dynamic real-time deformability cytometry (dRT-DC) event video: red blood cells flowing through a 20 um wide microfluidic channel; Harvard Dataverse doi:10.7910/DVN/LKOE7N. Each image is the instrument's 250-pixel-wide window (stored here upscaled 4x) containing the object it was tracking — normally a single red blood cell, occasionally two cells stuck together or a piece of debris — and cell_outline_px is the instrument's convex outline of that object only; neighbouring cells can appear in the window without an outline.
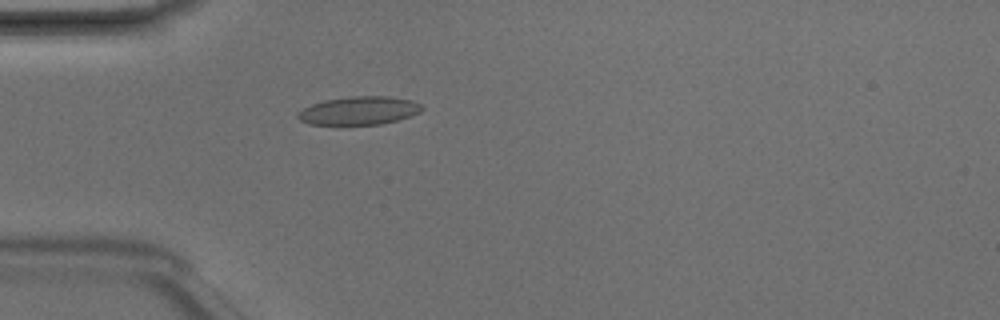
{"species": "Egyptian fruit bat (a non-hibernating species)", "species_latin": "Rousettus aegyptiacus", "temperature_condition": "room temperature", "stored_images_in_passage": 3, "camera_frame_rate_fps": 3000, "um_per_image_px": 0.085, "animal": {"sex": "male"}, "frame": {"image": 1, "passage_image": 3, "time_ms": 0.667, "image_size_px": [1000, 320], "cell_outline_px": [[424, 108], [420, 112], [396, 120], [380, 124], [308, 124], [300, 120], [296, 116], [296, 112], [312, 104], [324, 100], [352, 96], [388, 96], [412, 100], [420, 104]], "centroid_in_image_um": [30.5, 9.39], "position_along_channel_um": 54.5, "area_um2": 20.29}}